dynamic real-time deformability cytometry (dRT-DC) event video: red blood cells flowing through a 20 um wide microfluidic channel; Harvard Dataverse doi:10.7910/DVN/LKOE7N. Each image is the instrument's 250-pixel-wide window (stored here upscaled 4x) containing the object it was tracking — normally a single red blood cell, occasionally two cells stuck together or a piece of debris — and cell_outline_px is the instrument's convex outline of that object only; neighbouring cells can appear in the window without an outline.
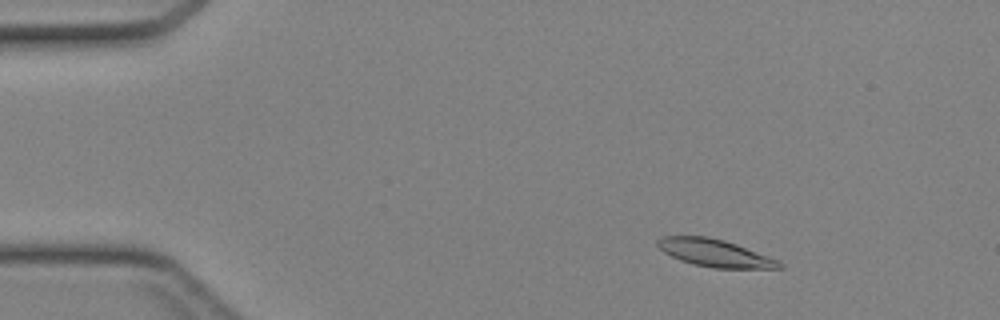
{"species": "Egyptian fruit bat (a non-hibernating species)", "species_latin": "Rousettus aegyptiacus", "temperature_condition": "cold", "stored_images_in_passage": 44, "camera_frame_rate_fps": 3000, "um_per_image_px": 0.085, "animal": {"sex": "female"}, "frame": {"image": 1, "passage_image": 6, "time_ms": 1.667, "image_size_px": [1000, 320], "cell_outline_px": [[784, 268], [712, 268], [692, 264], [680, 260], [664, 252], [656, 244], [656, 240], [664, 236], [708, 236], [724, 240], [736, 244], [776, 260], [784, 264]], "centroid_in_image_um": [60.72, 21.5], "position_along_channel_um": 24.3, "area_um2": 19.25}}
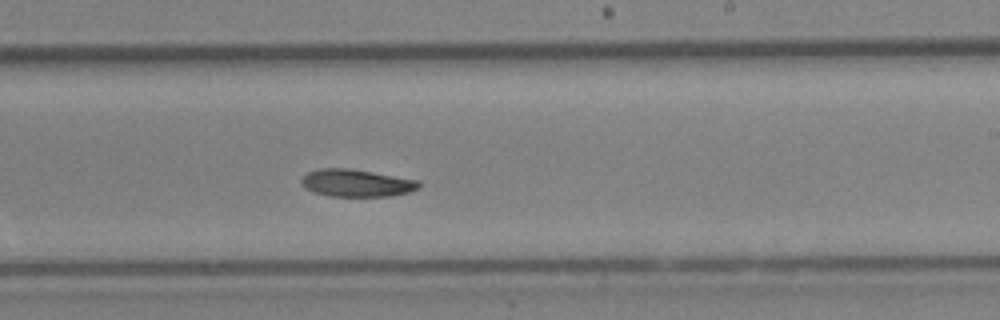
{"frame": {"image": 2, "passage_image": 27, "time_ms": 8.667, "image_size_px": [1000, 320], "cell_outline_px": [[420, 188], [408, 192], [392, 196], [328, 196], [312, 192], [304, 188], [300, 180], [308, 172], [320, 168], [348, 168], [420, 180]], "centroid_in_image_um": [30.29, 15.56], "position_along_channel_um": 258.7, "area_um2": 18.84}}
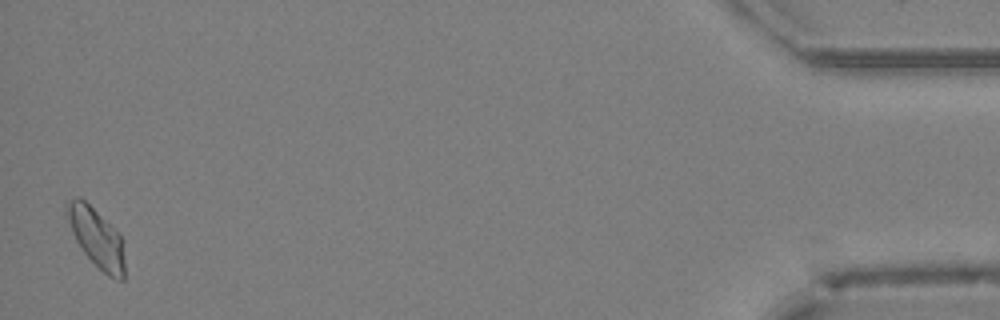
{"frame": {"image": 3, "passage_image": 44, "time_ms": 14.333, "image_size_px": [1000, 320], "cell_outline_px": [[124, 280], [116, 280], [108, 276], [80, 248], [72, 232], [68, 216], [68, 200], [76, 196], [80, 196], [124, 240]], "centroid_in_image_um": [8.24, 20.25], "position_along_channel_um": 427.0, "area_um2": 19.19}}